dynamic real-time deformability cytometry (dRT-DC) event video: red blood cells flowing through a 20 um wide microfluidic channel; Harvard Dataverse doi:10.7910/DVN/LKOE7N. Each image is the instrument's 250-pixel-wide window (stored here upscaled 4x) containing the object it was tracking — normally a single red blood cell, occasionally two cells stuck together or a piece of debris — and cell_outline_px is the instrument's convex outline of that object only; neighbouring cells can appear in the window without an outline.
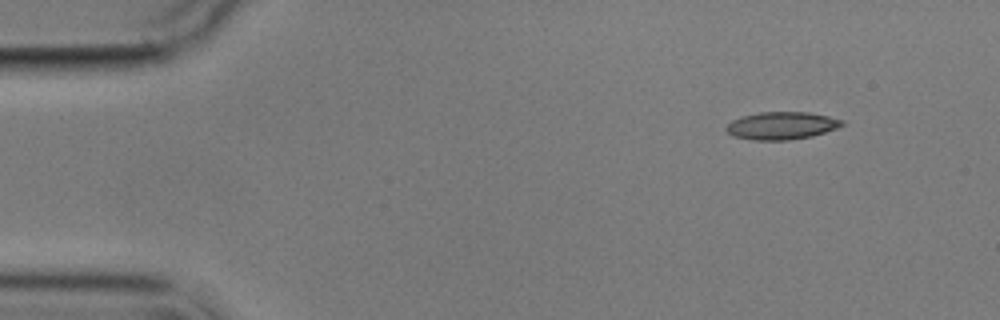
{"species": "common noctule bat (a hibernating species)", "species_latin": "Nyctalus noctula", "temperature_condition": "cold", "stored_images_in_passage": 13, "camera_frame_rate_fps": 3000, "um_per_image_px": 0.085, "animal": {"sex": "male", "body_mass_g": 17.9}, "frame": {"image": 1, "passage_image": 1, "time_ms": 0.0, "image_size_px": [1000, 320], "cell_outline_px": [[844, 124], [836, 128], [812, 136], [788, 140], [752, 140], [732, 136], [724, 128], [732, 120], [740, 116], [760, 112], [808, 112], [828, 116], [844, 120]], "centroid_in_image_um": [66.4, 10.68], "position_along_channel_um": 18.6, "area_um2": 18.67}}
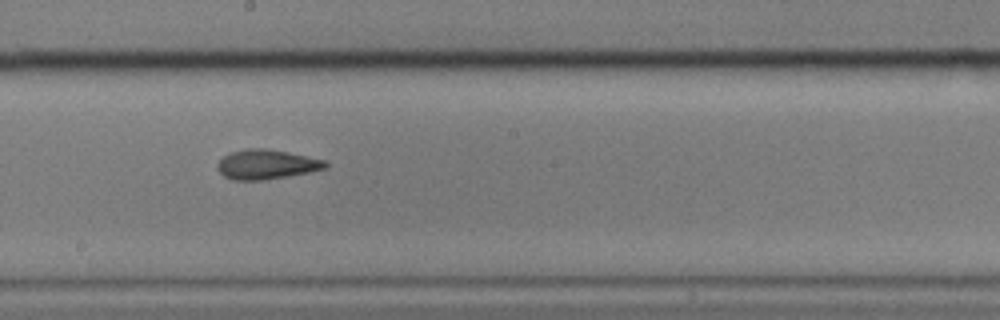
{"frame": {"image": 2, "passage_image": 7, "time_ms": 8.333, "image_size_px": [1000, 320], "cell_outline_px": [[328, 168], [308, 172], [264, 180], [232, 180], [224, 176], [216, 168], [216, 164], [224, 156], [232, 152], [248, 148], [264, 148], [288, 152], [324, 160], [328, 164]], "centroid_in_image_um": [22.63, 13.98], "position_along_channel_um": 225.6, "area_um2": 18.5}}
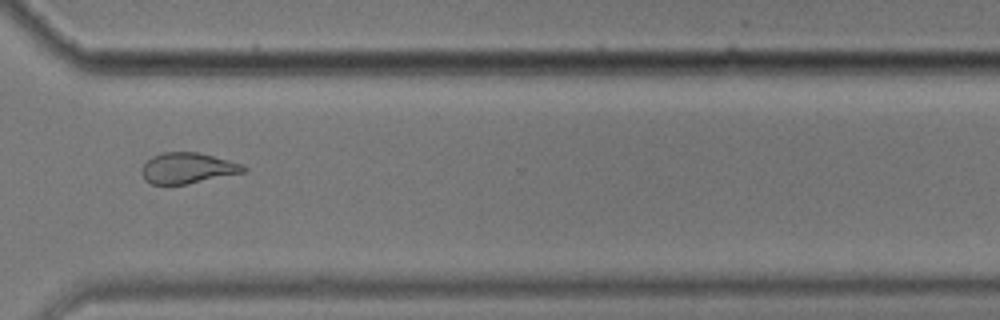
{"frame": {"image": 3, "passage_image": 10, "time_ms": 12.0, "image_size_px": [1000, 320], "cell_outline_px": [[248, 168], [244, 172], [184, 184], [152, 184], [144, 180], [140, 172], [140, 168], [152, 156], [164, 152], [200, 152], [244, 164]], "centroid_in_image_um": [15.93, 14.27], "position_along_channel_um": 354.7, "area_um2": 18.26}, "authors_computed_cell_mechanics": {"area_um2": 18.6694, "velocity_mm_per_s": 3.5258, "shape_relaxation_time_tau1_ms": 10.3553, "shape_relaxation_time_tau2_ms": 2.8422, "deformation_change_tau1": 0.1693, "deformation_change_tau2": 0.0807}}